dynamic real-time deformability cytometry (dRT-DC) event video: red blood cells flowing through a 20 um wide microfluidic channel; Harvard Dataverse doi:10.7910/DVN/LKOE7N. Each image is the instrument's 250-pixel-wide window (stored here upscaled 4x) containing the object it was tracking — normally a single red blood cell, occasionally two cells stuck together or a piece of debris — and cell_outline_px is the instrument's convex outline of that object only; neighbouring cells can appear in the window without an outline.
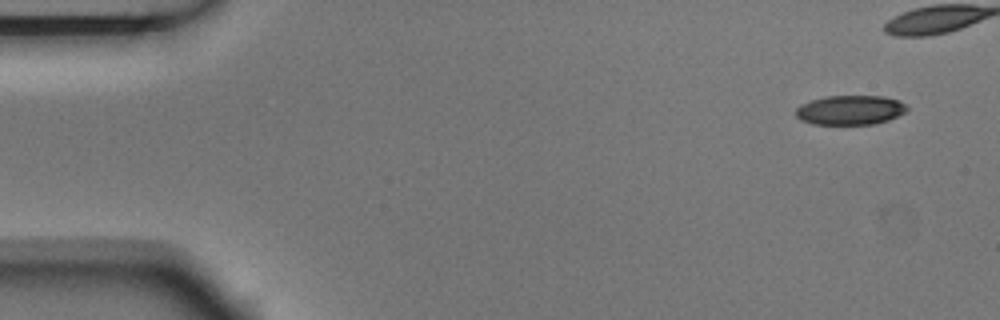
{"species": "Egyptian fruit bat (a non-hibernating species)", "species_latin": "Rousettus aegyptiacus", "temperature_condition": "room temperature", "stored_images_in_passage": 8, "camera_frame_rate_fps": 3000, "um_per_image_px": 0.085, "animal": {"sex": "male"}, "frame": {"image": 1, "passage_image": 1, "time_ms": 0.0, "image_size_px": [1000, 320], "cell_outline_px": [[908, 108], [904, 112], [888, 120], [872, 124], [812, 124], [800, 120], [796, 116], [796, 108], [800, 104], [824, 96], [884, 96], [900, 100]], "centroid_in_image_um": [72.24, 9.35], "position_along_channel_um": 12.8, "area_um2": 19.07}}
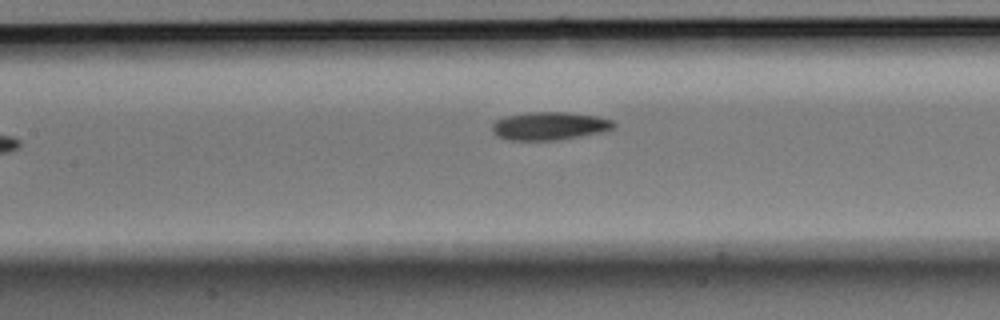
{"frame": {"image": 2, "passage_image": 8, "time_ms": 2.333, "image_size_px": [1000, 320], "cell_outline_px": [[616, 124], [612, 128], [604, 132], [556, 140], [504, 140], [496, 136], [492, 132], [492, 124], [496, 120], [508, 116], [528, 112], [568, 112], [596, 116], [612, 120]], "centroid_in_image_um": [46.68, 10.71], "position_along_channel_um": 160.7, "area_um2": 19.94}}